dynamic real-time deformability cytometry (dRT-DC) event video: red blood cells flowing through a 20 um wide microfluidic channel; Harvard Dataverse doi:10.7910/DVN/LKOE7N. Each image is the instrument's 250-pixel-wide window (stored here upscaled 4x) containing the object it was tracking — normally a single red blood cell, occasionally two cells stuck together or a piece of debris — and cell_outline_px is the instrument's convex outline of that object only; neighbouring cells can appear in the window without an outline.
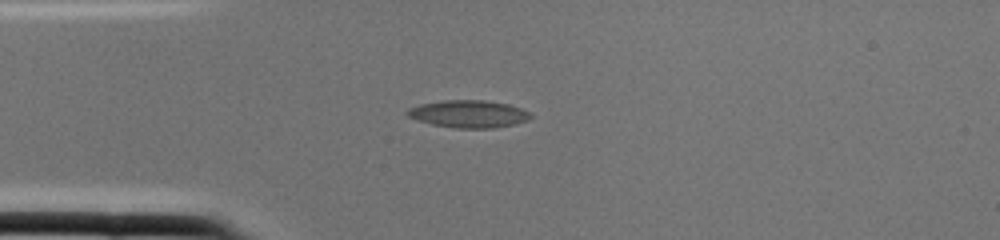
{"species": "common noctule bat (a hibernating species)", "species_latin": "Nyctalus noctula", "temperature_condition": "cold", "stored_images_in_passage": 1, "camera_frame_rate_fps": 3000, "um_per_image_px": 0.085, "animal": {"sex": "female", "body_mass_g": 22.0, "forearm_length_mm": 56.7}, "frame": {"image": 1, "passage_image": 1, "time_ms": 0.0, "image_size_px": [1000, 240], "cell_outline_px": [[532, 116], [528, 120], [516, 124], [492, 128], [456, 128], [432, 124], [408, 116], [404, 112], [408, 108], [420, 104], [444, 100], [484, 100], [508, 104], [520, 108], [528, 112]], "centroid_in_image_um": [39.83, 9.68], "position_along_channel_um": 45.2, "area_um2": 19.59}}